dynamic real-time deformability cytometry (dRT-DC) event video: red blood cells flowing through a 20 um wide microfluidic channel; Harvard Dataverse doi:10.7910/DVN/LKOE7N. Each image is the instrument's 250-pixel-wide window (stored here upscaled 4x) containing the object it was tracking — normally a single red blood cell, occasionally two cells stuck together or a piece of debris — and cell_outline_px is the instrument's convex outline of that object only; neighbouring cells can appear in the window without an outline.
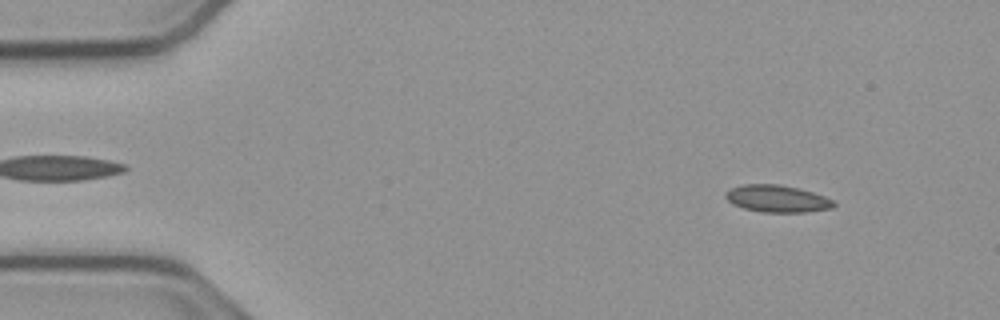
{"species": "common noctule bat (a hibernating species)", "species_latin": "Nyctalus noctula", "temperature_condition": "cold", "stored_images_in_passage": 49, "camera_frame_rate_fps": 3000, "um_per_image_px": 0.085, "animal": {"sex": "male", "body_mass_g": 23.1, "forearm_length_mm": 52.7}, "frame": {"image": 1, "passage_image": 1, "time_ms": 0.0, "image_size_px": [1000, 320], "cell_outline_px": [[836, 204], [832, 208], [808, 212], [760, 212], [744, 208], [732, 204], [724, 196], [724, 192], [728, 188], [744, 184], [780, 184], [800, 188], [824, 196], [832, 200]], "centroid_in_image_um": [66.02, 16.88], "position_along_channel_um": 19.0, "area_um2": 17.28}}
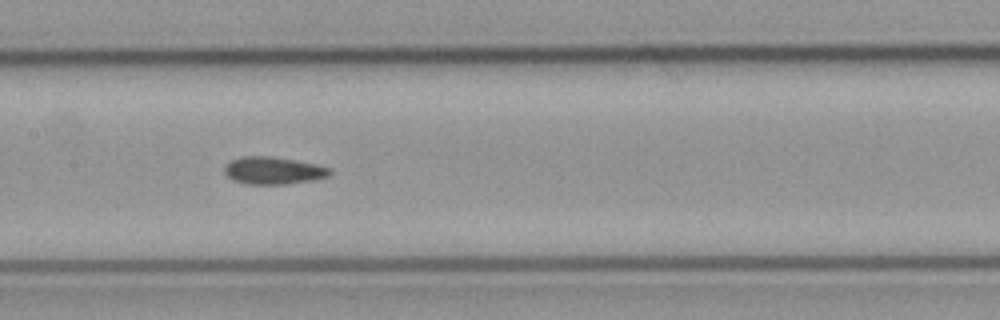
{"frame": {"image": 2, "passage_image": 21, "time_ms": 6.667, "image_size_px": [1000, 320], "cell_outline_px": [[332, 172], [328, 176], [312, 180], [288, 184], [244, 184], [232, 180], [224, 172], [224, 164], [240, 156], [268, 156], [316, 164], [332, 168]], "centroid_in_image_um": [23.2, 14.5], "position_along_channel_um": 184.2, "area_um2": 16.88}}
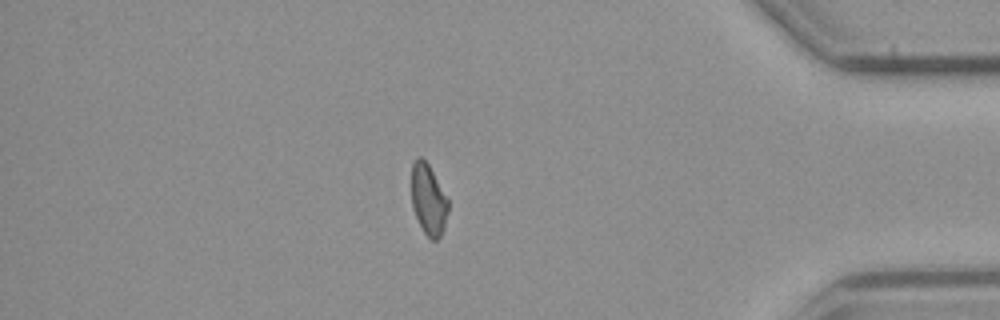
{"frame": {"image": 3, "passage_image": 41, "time_ms": 13.333, "image_size_px": [1000, 320], "cell_outline_px": [[448, 212], [444, 228], [440, 236], [436, 240], [432, 240], [424, 232], [412, 208], [412, 164], [416, 156], [420, 156], [428, 164], [448, 200]], "centroid_in_image_um": [36.41, 16.96], "position_along_channel_um": 398.8, "area_um2": 14.91}, "authors_computed_cell_mechanics": {"area_um2": 16.3574, "velocity_mm_per_s": 3.8144, "shape_relaxation_time_tau1_ms": null, "shape_relaxation_time_tau2_ms": 4.8585, "deformation_change_tau1": null, "deformation_change_tau2": 0.078}}